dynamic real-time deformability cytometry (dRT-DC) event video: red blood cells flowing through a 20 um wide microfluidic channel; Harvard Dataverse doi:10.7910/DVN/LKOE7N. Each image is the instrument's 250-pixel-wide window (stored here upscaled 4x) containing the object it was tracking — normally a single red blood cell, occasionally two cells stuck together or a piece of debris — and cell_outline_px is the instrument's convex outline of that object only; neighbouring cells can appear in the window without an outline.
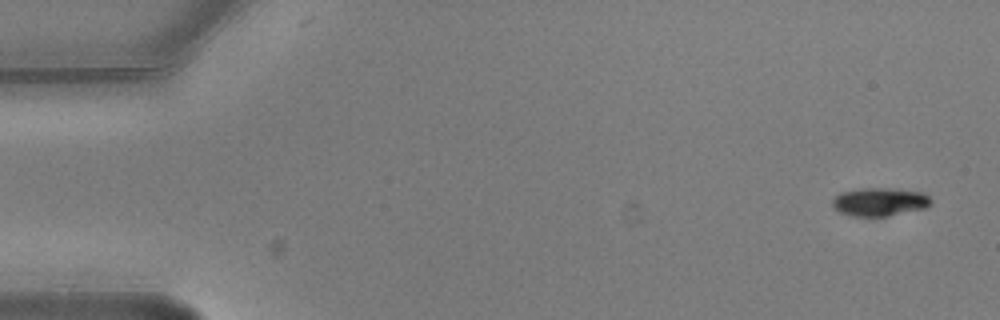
{"species": "common noctule bat (a hibernating species)", "species_latin": "Nyctalus noctula", "temperature_condition": "warm", "stored_images_in_passage": 5, "camera_frame_rate_fps": 3000, "um_per_image_px": 0.085, "animal": {"sex": "male", "body_mass_g": 20.5, "forearm_length_mm": 52.5}, "frame": {"image": 1, "passage_image": 1, "time_ms": 0.0, "image_size_px": [1000, 320], "cell_outline_px": [[932, 204], [924, 208], [888, 216], [852, 216], [840, 212], [832, 208], [832, 200], [840, 192], [864, 188], [896, 188], [924, 192], [932, 200]], "centroid_in_image_um": [74.78, 17.15], "position_along_channel_um": 10.2, "area_um2": 16.42}}
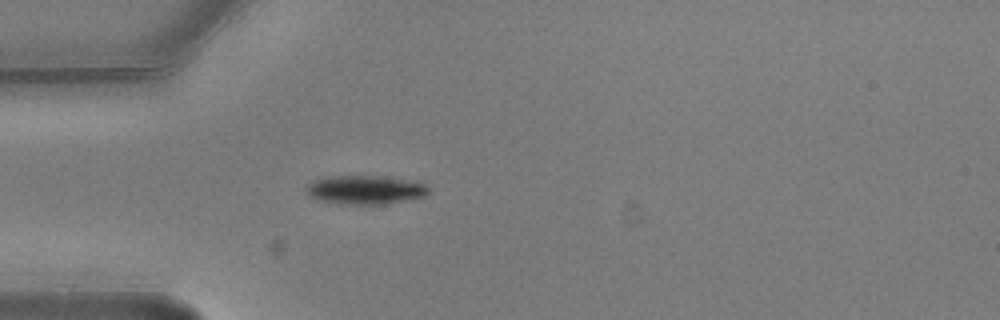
{"frame": {"image": 2, "passage_image": 5, "time_ms": 1.333, "image_size_px": [1000, 320], "cell_outline_px": [[428, 192], [424, 196], [380, 204], [344, 204], [324, 200], [312, 196], [308, 192], [308, 184], [312, 180], [328, 176], [380, 176], [404, 180], [424, 184], [428, 188]], "centroid_in_image_um": [31.02, 16.12], "position_along_channel_um": 54.0, "area_um2": 19.71}}